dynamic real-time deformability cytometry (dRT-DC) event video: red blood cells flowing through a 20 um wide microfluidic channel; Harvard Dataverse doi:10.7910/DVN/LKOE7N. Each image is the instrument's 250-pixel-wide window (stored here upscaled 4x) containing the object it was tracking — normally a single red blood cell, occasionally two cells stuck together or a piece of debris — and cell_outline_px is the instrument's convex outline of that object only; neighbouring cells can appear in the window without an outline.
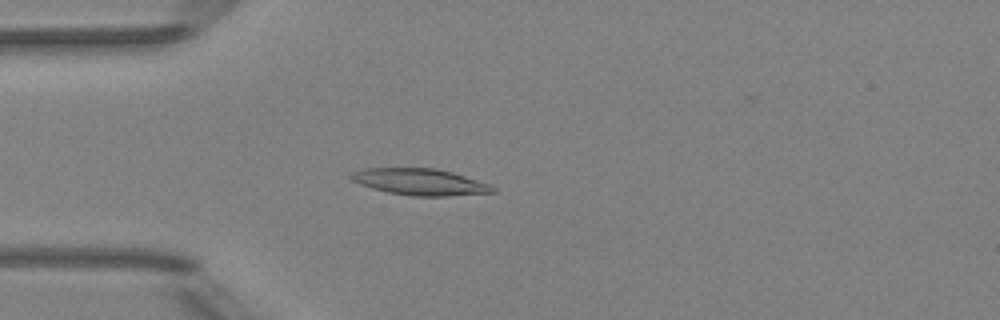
{"species": "Egyptian fruit bat (a non-hibernating species)", "species_latin": "Rousettus aegyptiacus", "temperature_condition": "room temperature", "stored_images_in_passage": 51, "camera_frame_rate_fps": 3000, "um_per_image_px": 0.085, "animal": {"sex": "female"}, "frame": {"image": 1, "passage_image": 14, "time_ms": 4.333, "image_size_px": [1000, 320], "cell_outline_px": [[496, 192], [448, 196], [412, 196], [388, 192], [360, 184], [352, 180], [348, 176], [352, 172], [364, 168], [436, 168], [452, 172], [488, 184], [496, 188]], "centroid_in_image_um": [35.68, 15.46], "position_along_channel_um": 49.3, "area_um2": 21.73}}
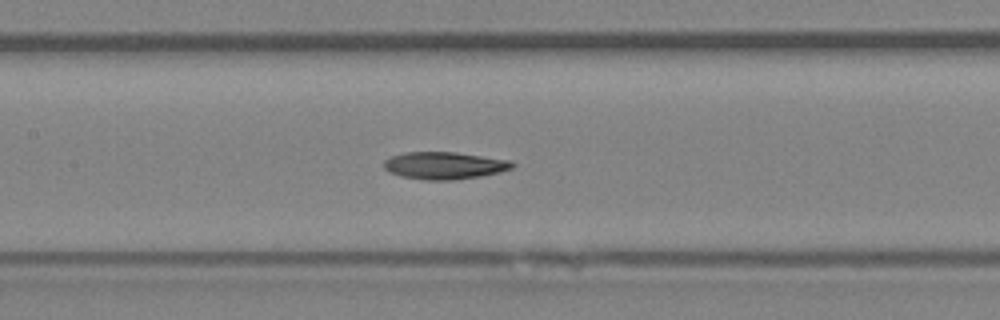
{"frame": {"image": 2, "passage_image": 24, "time_ms": 7.667, "image_size_px": [1000, 320], "cell_outline_px": [[516, 164], [512, 168], [500, 172], [480, 176], [452, 180], [424, 180], [400, 176], [388, 172], [384, 168], [384, 160], [392, 156], [404, 152], [456, 152], [512, 160]], "centroid_in_image_um": [37.78, 14.07], "position_along_channel_um": 169.6, "area_um2": 20.58}}
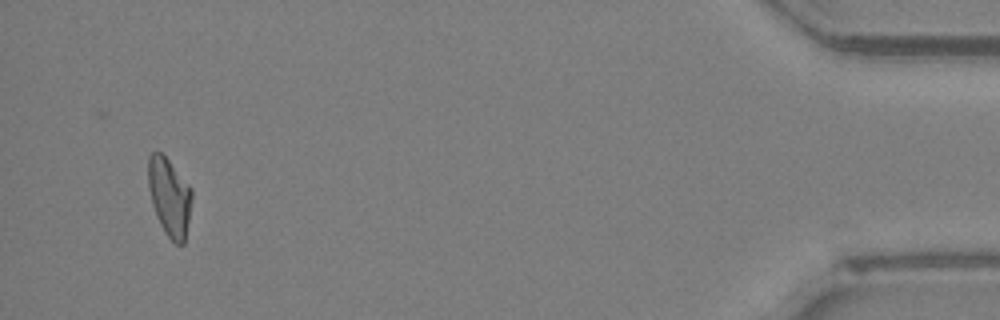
{"frame": {"image": 3, "passage_image": 49, "time_ms": 16.0, "image_size_px": [1000, 320], "cell_outline_px": [[192, 196], [184, 244], [176, 244], [168, 236], [160, 224], [156, 216], [152, 204], [148, 184], [148, 156], [152, 152], [160, 152], [168, 160], [192, 188]], "centroid_in_image_um": [14.39, 16.73], "position_along_channel_um": 420.8, "area_um2": 19.59}, "authors_computed_cell_mechanics": {"area_um2": 20.3456, "velocity_mm_per_s": 3.9858, "shape_relaxation_time_tau1_ms": 6.5135, "shape_relaxation_time_tau2_ms": 11.2309, "deformation_change_tau1": 0.1966, "deformation_change_tau2": 0.2118}}